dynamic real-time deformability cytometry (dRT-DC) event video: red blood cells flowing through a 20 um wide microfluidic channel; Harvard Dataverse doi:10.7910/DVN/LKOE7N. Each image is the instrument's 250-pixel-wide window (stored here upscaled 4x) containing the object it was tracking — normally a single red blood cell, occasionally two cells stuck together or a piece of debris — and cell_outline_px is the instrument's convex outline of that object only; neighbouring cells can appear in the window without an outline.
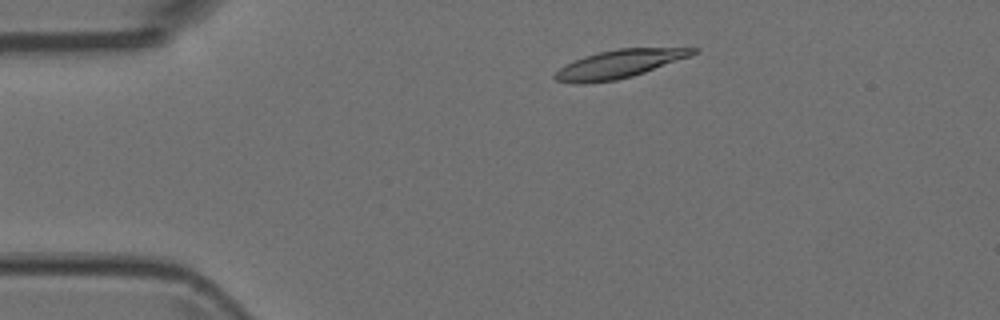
{"species": "Egyptian fruit bat (a non-hibernating species)", "species_latin": "Rousettus aegyptiacus", "temperature_condition": "room temperature", "stored_images_in_passage": 3, "camera_frame_rate_fps": 3000, "um_per_image_px": 0.085, "animal": {"sex": "female"}, "frame": {"image": 1, "passage_image": 2, "time_ms": 0.333, "image_size_px": [1000, 320], "cell_outline_px": [[700, 52], [692, 56], [632, 76], [616, 80], [584, 84], [572, 84], [556, 80], [552, 76], [560, 68], [584, 56], [600, 52], [620, 48], [700, 48]], "centroid_in_image_um": [52.66, 5.45], "position_along_channel_um": 32.3, "area_um2": 22.6}}